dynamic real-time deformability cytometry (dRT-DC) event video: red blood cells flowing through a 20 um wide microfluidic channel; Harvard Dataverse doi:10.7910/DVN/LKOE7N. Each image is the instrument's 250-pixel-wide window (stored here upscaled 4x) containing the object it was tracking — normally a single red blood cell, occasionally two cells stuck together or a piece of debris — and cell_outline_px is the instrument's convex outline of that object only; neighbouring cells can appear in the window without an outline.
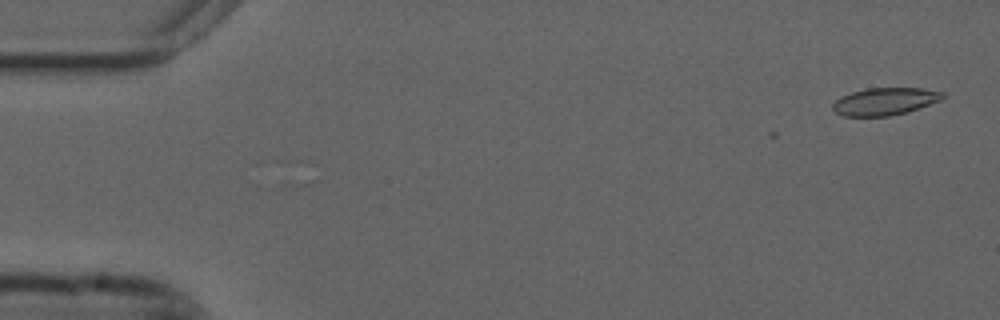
{"species": "common noctule bat (a hibernating species)", "species_latin": "Nyctalus noctula", "temperature_condition": "cold", "stored_images_in_passage": 2, "camera_frame_rate_fps": 3000, "um_per_image_px": 0.085, "animal": {"sex": "male", "forearm_length_mm": 52.5}, "frame": {"image": 1, "passage_image": 2, "time_ms": 0.333, "image_size_px": [1000, 320], "cell_outline_px": [[944, 96], [940, 100], [908, 112], [888, 116], [844, 116], [836, 112], [832, 108], [832, 104], [840, 96], [852, 92], [868, 88], [924, 88], [944, 92]], "centroid_in_image_um": [75.21, 8.61], "position_along_channel_um": 9.8, "area_um2": 17.51}}